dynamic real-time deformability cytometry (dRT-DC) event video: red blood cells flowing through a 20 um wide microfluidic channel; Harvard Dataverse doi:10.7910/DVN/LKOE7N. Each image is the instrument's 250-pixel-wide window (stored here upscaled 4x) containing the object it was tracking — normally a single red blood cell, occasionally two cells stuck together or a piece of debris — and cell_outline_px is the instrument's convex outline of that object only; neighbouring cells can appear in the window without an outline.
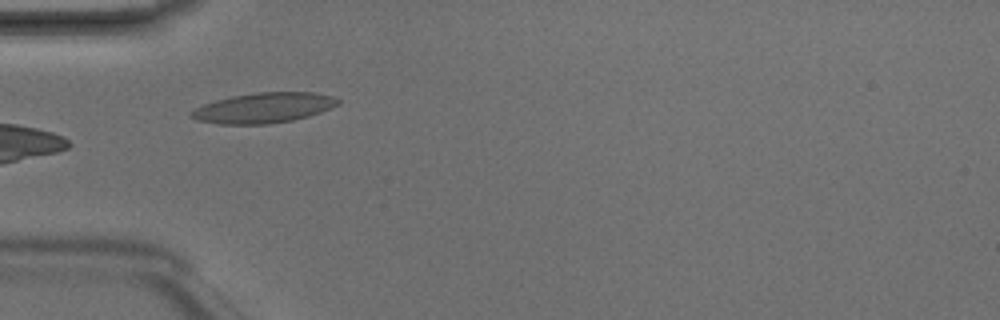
{"species": "Egyptian fruit bat (a non-hibernating species)", "species_latin": "Rousettus aegyptiacus", "temperature_condition": "room temperature", "stored_images_in_passage": 4, "camera_frame_rate_fps": 3000, "um_per_image_px": 0.085, "animal": {"sex": "male"}, "frame": {"image": 1, "passage_image": 3, "time_ms": 0.667, "image_size_px": [1000, 320], "cell_outline_px": [[340, 104], [332, 108], [308, 116], [292, 120], [268, 124], [220, 124], [196, 120], [188, 116], [188, 112], [204, 104], [216, 100], [232, 96], [256, 92], [312, 92], [332, 96], [340, 100]], "centroid_in_image_um": [22.4, 9.17], "position_along_channel_um": 62.6, "area_um2": 25.89}}